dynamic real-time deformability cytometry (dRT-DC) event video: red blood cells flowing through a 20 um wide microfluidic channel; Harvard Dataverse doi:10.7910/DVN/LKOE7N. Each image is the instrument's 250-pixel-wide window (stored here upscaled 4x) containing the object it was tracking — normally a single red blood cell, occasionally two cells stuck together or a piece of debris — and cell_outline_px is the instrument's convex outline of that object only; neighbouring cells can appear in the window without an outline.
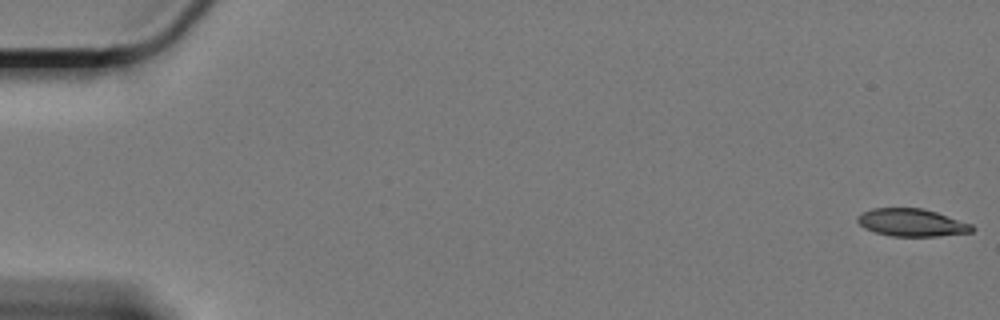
{"species": "Egyptian fruit bat (a non-hibernating species)", "species_latin": "Rousettus aegyptiacus", "temperature_condition": "cold", "stored_images_in_passage": 61, "camera_frame_rate_fps": 3000, "um_per_image_px": 0.085, "animal": {"sex": "female"}, "frame": {"image": 1, "passage_image": 1, "time_ms": 0.0, "image_size_px": [1000, 320], "cell_outline_px": [[976, 228], [972, 232], [940, 236], [892, 236], [876, 232], [864, 228], [856, 220], [864, 212], [872, 208], [924, 208], [972, 224]], "centroid_in_image_um": [77.54, 18.92], "position_along_channel_um": 7.5, "area_um2": 18.32}}
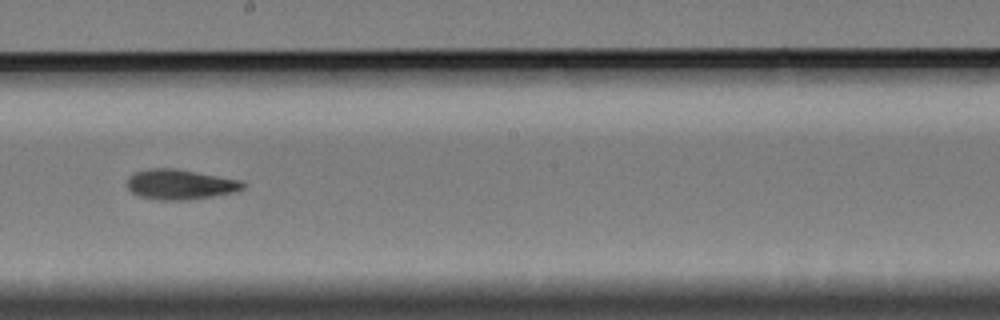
{"frame": {"image": 2, "passage_image": 35, "time_ms": 11.333, "image_size_px": [1000, 320], "cell_outline_px": [[244, 188], [236, 192], [212, 196], [184, 200], [160, 200], [140, 196], [132, 192], [128, 188], [128, 176], [136, 172], [156, 168], [172, 168], [196, 172], [240, 180], [244, 184]], "centroid_in_image_um": [15.31, 15.68], "position_along_channel_um": 232.9, "area_um2": 19.94}}
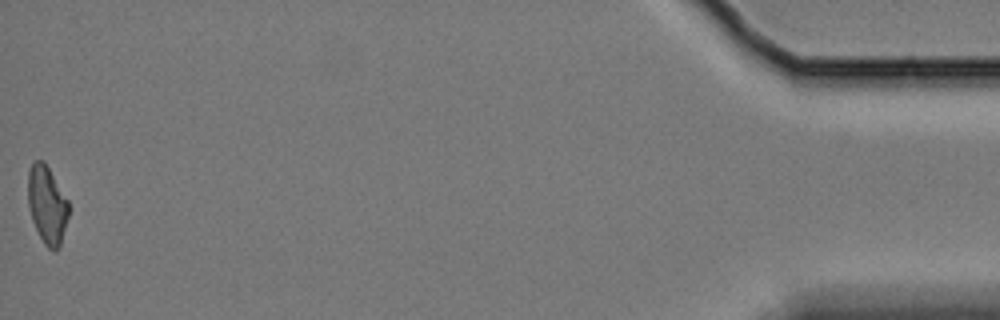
{"frame": {"image": 3, "passage_image": 61, "time_ms": 20.0, "image_size_px": [1000, 320], "cell_outline_px": [[68, 216], [60, 244], [56, 248], [48, 248], [44, 244], [32, 220], [28, 204], [28, 172], [32, 164], [36, 160], [44, 160], [68, 200]], "centroid_in_image_um": [3.99, 17.36], "position_along_channel_um": 431.2, "area_um2": 18.09}, "authors_computed_cell_mechanics": {"area_um2": 19.5942, "velocity_mm_per_s": 3.3186, "shape_relaxation_time_tau1_ms": null, "shape_relaxation_time_tau2_ms": 9.1275, "deformation_change_tau1": null, "deformation_change_tau2": 0.1803}}